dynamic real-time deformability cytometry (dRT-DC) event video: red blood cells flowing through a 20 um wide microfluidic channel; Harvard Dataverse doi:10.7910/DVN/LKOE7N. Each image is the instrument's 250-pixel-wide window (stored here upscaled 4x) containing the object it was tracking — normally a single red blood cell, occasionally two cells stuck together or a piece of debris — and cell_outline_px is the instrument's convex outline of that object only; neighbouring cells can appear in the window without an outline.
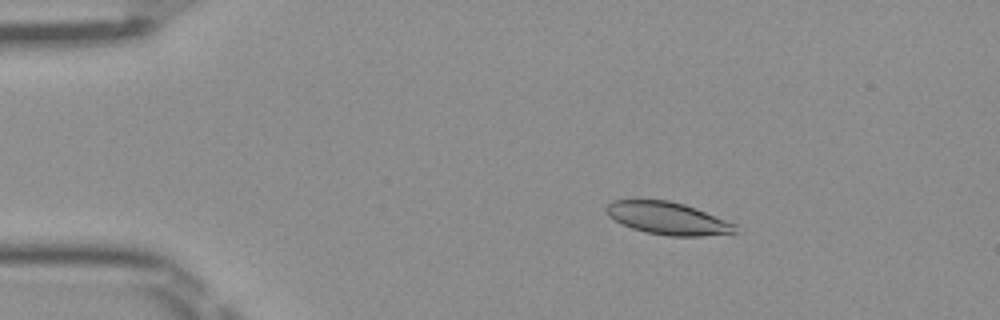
{"species": "Egyptian fruit bat (a non-hibernating species)", "species_latin": "Rousettus aegyptiacus", "temperature_condition": "room temperature", "stored_images_in_passage": 50, "camera_frame_rate_fps": 3000, "um_per_image_px": 0.085, "frame": {"image": 1, "passage_image": 8, "time_ms": 2.333, "image_size_px": [1000, 320], "cell_outline_px": [[736, 232], [704, 236], [668, 236], [648, 232], [632, 228], [608, 216], [604, 212], [604, 208], [612, 200], [668, 200], [684, 204], [696, 208], [736, 224]], "centroid_in_image_um": [56.74, 18.55], "position_along_channel_um": 28.3, "area_um2": 24.22}}
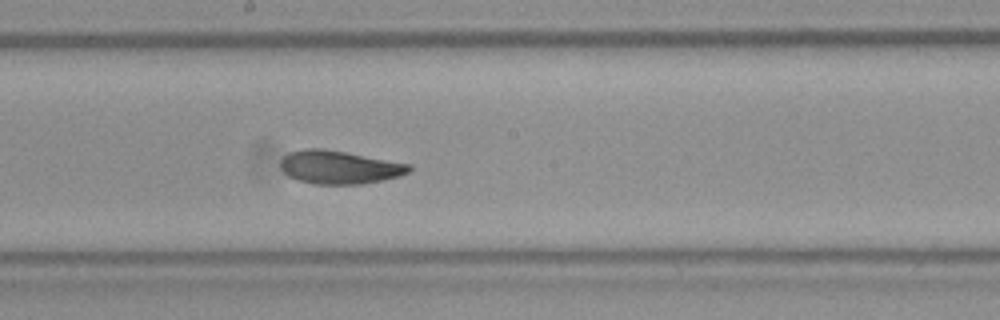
{"frame": {"image": 2, "passage_image": 27, "time_ms": 8.667, "image_size_px": [1000, 320], "cell_outline_px": [[412, 168], [408, 172], [400, 176], [360, 184], [312, 184], [296, 180], [288, 176], [284, 172], [280, 164], [280, 160], [288, 152], [304, 148], [324, 148], [412, 164]], "centroid_in_image_um": [28.81, 14.2], "position_along_channel_um": 219.4, "area_um2": 25.09}}
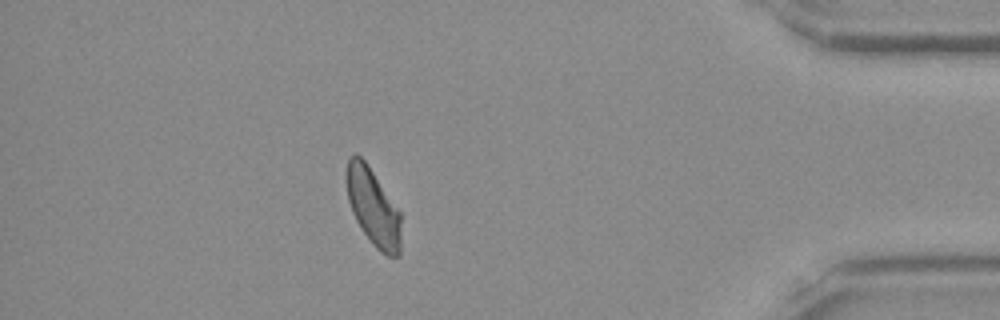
{"frame": {"image": 3, "passage_image": 44, "time_ms": 14.333, "image_size_px": [1000, 320], "cell_outline_px": [[400, 256], [388, 256], [380, 252], [372, 244], [360, 228], [352, 212], [348, 200], [344, 180], [344, 172], [348, 156], [356, 152], [364, 160], [400, 212]], "centroid_in_image_um": [31.65, 17.58], "position_along_channel_um": 403.5, "area_um2": 24.8}, "authors_computed_cell_mechanics": {"area_um2": 25.1141, "velocity_mm_per_s": 4.0044, "shape_relaxation_time_tau1_ms": 3.7093, "shape_relaxation_time_tau2_ms": 1.4986, "deformation_change_tau1": 0.108, "deformation_change_tau2": 0.0664}}